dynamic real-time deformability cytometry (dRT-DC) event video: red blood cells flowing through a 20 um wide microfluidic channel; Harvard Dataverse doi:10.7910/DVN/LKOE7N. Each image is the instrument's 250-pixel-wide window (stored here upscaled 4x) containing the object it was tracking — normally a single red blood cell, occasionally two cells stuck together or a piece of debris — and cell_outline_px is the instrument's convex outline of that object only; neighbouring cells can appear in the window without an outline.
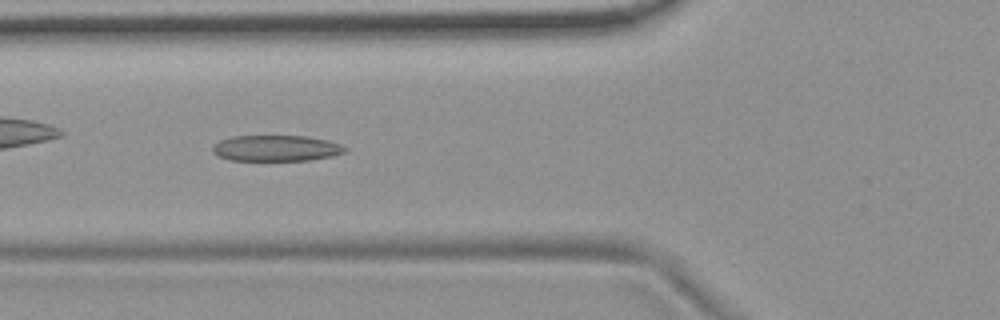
{"species": "common noctule bat (a hibernating species)", "species_latin": "Nyctalus noctula", "temperature_condition": "room temperature", "stored_images_in_passage": 7, "camera_frame_rate_fps": 3000, "um_per_image_px": 0.085, "animal": {"sex": "female", "body_mass_g": 19.9}, "frame": {"image": 1, "passage_image": 4, "time_ms": 4.333, "image_size_px": [1000, 320], "cell_outline_px": [[348, 148], [344, 152], [332, 156], [308, 160], [228, 160], [216, 156], [212, 152], [212, 148], [220, 140], [232, 136], [308, 136], [328, 140], [340, 144]], "centroid_in_image_um": [23.46, 12.59], "position_along_channel_um": 102.3, "area_um2": 20.06}}
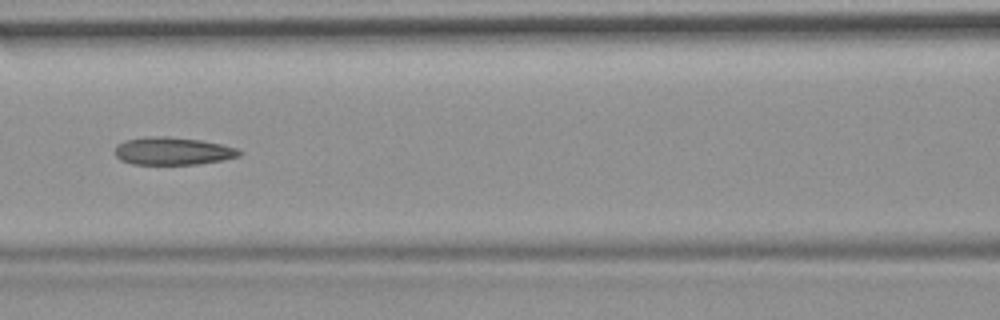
{"frame": {"image": 2, "passage_image": 5, "time_ms": 5.667, "image_size_px": [1000, 320], "cell_outline_px": [[244, 152], [240, 156], [224, 160], [196, 164], [132, 164], [120, 160], [116, 156], [116, 144], [124, 140], [144, 136], [164, 136], [200, 140], [220, 144], [236, 148]], "centroid_in_image_um": [14.67, 12.83], "position_along_channel_um": 151.9, "area_um2": 20.17}}